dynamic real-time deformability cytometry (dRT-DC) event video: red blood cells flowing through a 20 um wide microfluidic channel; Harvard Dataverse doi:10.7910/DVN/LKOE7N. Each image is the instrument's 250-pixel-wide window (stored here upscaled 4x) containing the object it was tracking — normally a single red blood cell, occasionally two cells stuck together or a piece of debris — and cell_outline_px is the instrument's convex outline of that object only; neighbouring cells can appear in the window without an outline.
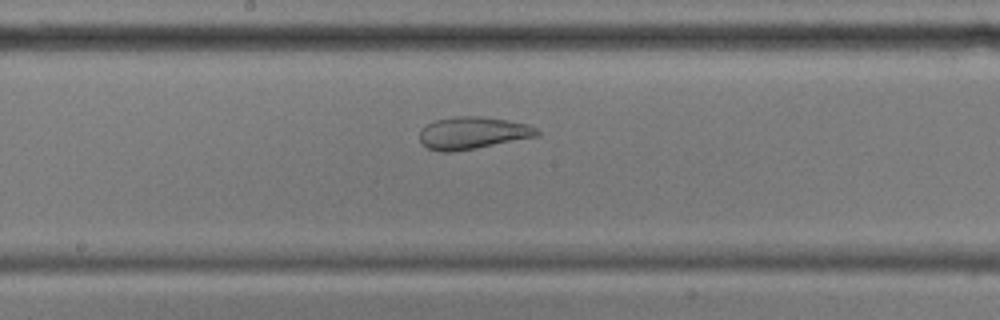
{"species": "common noctule bat (a hibernating species)", "species_latin": "Nyctalus noctula", "temperature_condition": "cold", "stored_images_in_passage": 55, "camera_frame_rate_fps": 3000, "um_per_image_px": 0.085, "animal": {"sex": "male", "body_mass_g": 17.9, "forearm_length_mm": 54.2}, "frame": {"image": 1, "passage_image": 28, "time_ms": 9.0, "image_size_px": [1000, 320], "cell_outline_px": [[540, 136], [476, 148], [452, 152], [440, 152], [428, 148], [420, 144], [420, 132], [428, 124], [436, 120], [456, 116], [480, 116], [508, 120], [528, 124], [536, 128], [540, 132]], "centroid_in_image_um": [40.2, 11.31], "position_along_channel_um": 208.0, "area_um2": 22.14}}
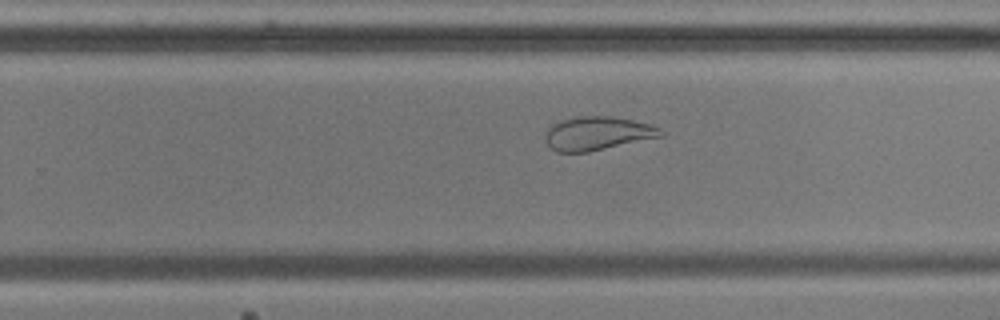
{"frame": {"image": 2, "passage_image": 34, "time_ms": 11.0, "image_size_px": [1000, 320], "cell_outline_px": [[664, 136], [588, 152], [556, 152], [544, 140], [544, 136], [548, 128], [552, 124], [560, 120], [580, 116], [612, 116], [632, 120], [648, 124], [660, 128], [664, 132]], "centroid_in_image_um": [50.77, 11.34], "position_along_channel_um": 279.0, "area_um2": 22.66}}
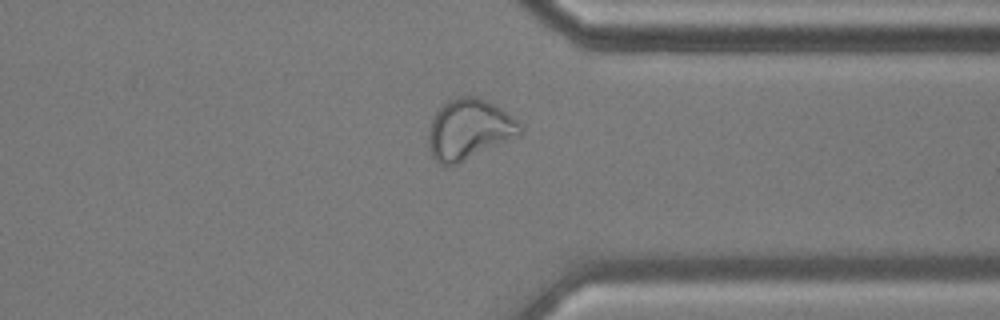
{"frame": {"image": 3, "passage_image": 42, "time_ms": 13.667, "image_size_px": [1000, 320], "cell_outline_px": [[524, 132], [520, 136], [456, 164], [444, 164], [436, 160], [432, 156], [428, 144], [428, 132], [432, 120], [436, 112], [448, 100], [460, 96], [476, 96], [500, 108], [512, 116], [520, 124]], "centroid_in_image_um": [39.89, 10.99], "position_along_channel_um": 371.5, "area_um2": 31.91}}